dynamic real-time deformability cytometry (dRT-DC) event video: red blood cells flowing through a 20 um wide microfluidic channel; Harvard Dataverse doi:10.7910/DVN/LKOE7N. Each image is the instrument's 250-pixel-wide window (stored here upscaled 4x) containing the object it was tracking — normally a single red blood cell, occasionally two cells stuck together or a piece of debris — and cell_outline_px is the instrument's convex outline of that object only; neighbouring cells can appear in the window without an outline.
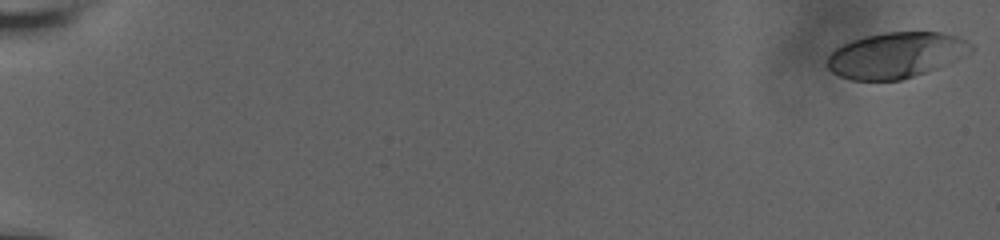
{"species": "human", "species_latin": "Homo sapiens", "temperature_condition": "room temperature", "stored_images_in_passage": 58, "camera_frame_rate_fps": 3000, "um_per_image_px": 0.085, "donor": {"sex": "male"}, "frame": {"image": 1, "passage_image": 1, "time_ms": 0.0, "image_size_px": [1000, 240], "cell_outline_px": [[972, 52], [956, 60], [936, 68], [900, 80], [852, 80], [840, 76], [832, 72], [828, 68], [828, 56], [836, 48], [852, 40], [864, 36], [884, 32], [940, 32], [956, 36], [964, 40], [972, 48]], "centroid_in_image_um": [76.13, 4.68], "position_along_channel_um": 8.9, "area_um2": 37.86}}
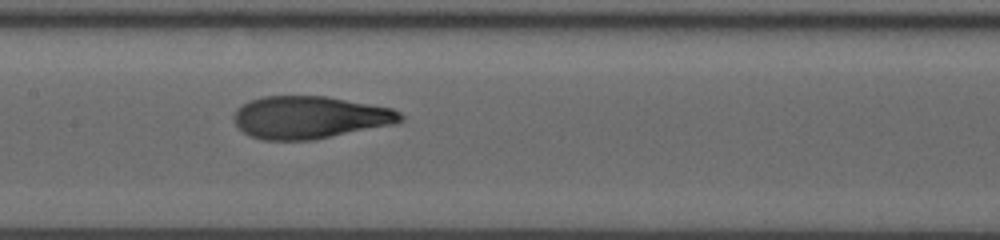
{"frame": {"image": 2, "passage_image": 32, "time_ms": 10.333, "image_size_px": [1000, 240], "cell_outline_px": [[404, 120], [396, 124], [312, 140], [264, 140], [252, 136], [244, 132], [236, 124], [232, 116], [236, 108], [252, 100], [264, 96], [328, 96], [392, 108], [400, 112], [404, 116]], "centroid_in_image_um": [26.36, 9.97], "position_along_channel_um": 181.0, "area_um2": 41.33}}
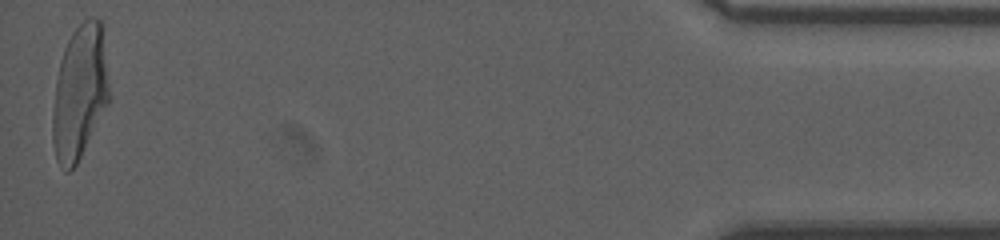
{"frame": {"image": 3, "passage_image": 58, "time_ms": 19.0, "image_size_px": [1000, 240], "cell_outline_px": [[108, 104], [76, 164], [68, 172], [64, 172], [56, 160], [52, 140], [52, 116], [56, 80], [60, 60], [64, 48], [72, 32], [88, 16], [96, 16], [104, 20], [108, 84]], "centroid_in_image_um": [6.78, 7.77], "position_along_channel_um": 428.4, "area_um2": 44.62}, "authors_computed_cell_mechanics": {"area_um2": 41.2981, "velocity_mm_per_s": 3.7811, "shape_relaxation_time_tau1_ms": 6.7964, "shape_relaxation_time_tau2_ms": 0.8861, "deformation_change_tau1": 0.2458, "deformation_change_tau2": 0.0809}}